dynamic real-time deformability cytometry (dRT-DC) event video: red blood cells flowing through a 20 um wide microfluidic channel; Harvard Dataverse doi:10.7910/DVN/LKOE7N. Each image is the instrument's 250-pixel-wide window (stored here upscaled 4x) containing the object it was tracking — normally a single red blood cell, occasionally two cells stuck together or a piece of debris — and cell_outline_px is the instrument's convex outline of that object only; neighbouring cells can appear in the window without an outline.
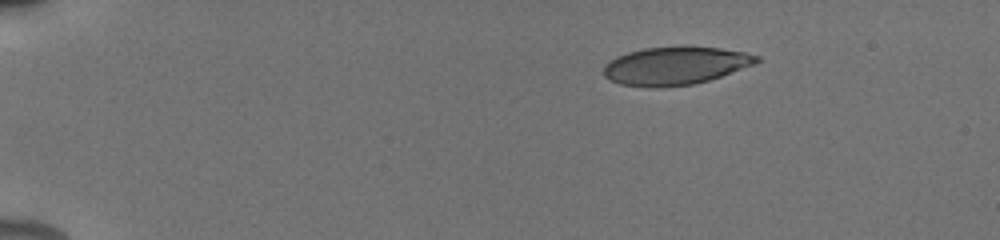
{"species": "human", "species_latin": "Homo sapiens", "temperature_condition": "cold", "stored_images_in_passage": 9, "camera_frame_rate_fps": 3000, "um_per_image_px": 0.085, "donor": {"sex": "male"}, "frame": {"image": 1, "passage_image": 1, "time_ms": 0.0, "image_size_px": [1000, 240], "cell_outline_px": [[760, 60], [756, 64], [708, 80], [692, 84], [660, 88], [656, 88], [620, 84], [604, 76], [604, 64], [616, 56], [628, 52], [644, 48], [684, 44], [720, 48], [744, 52], [760, 56]], "centroid_in_image_um": [57.41, 5.56], "position_along_channel_um": 27.6, "area_um2": 34.45}}
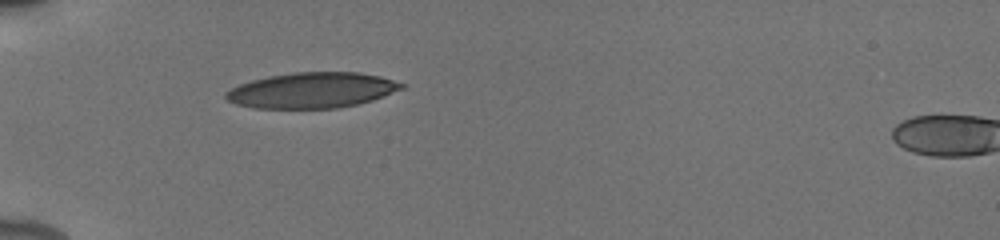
{"frame": {"image": 2, "passage_image": 4, "time_ms": 3.0, "image_size_px": [1000, 240], "cell_outline_px": [[408, 84], [404, 88], [384, 96], [372, 100], [356, 104], [336, 108], [252, 108], [236, 104], [228, 100], [224, 96], [224, 92], [240, 84], [252, 80], [268, 76], [296, 72], [360, 72], [380, 76]], "centroid_in_image_um": [26.54, 7.67], "position_along_channel_um": 58.5, "area_um2": 36.47}}
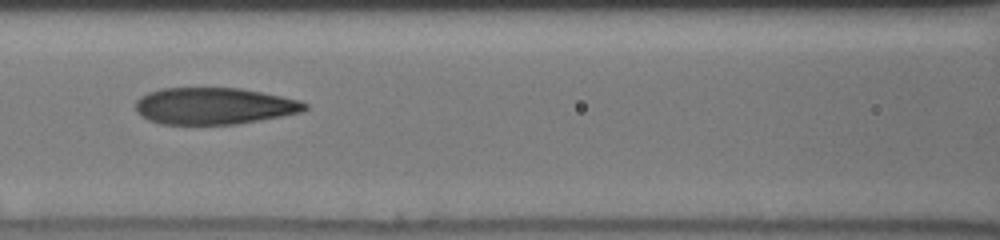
{"frame": {"image": 3, "passage_image": 7, "time_ms": 5.667, "image_size_px": [1000, 240], "cell_outline_px": [[308, 108], [300, 112], [280, 116], [236, 124], [160, 124], [148, 120], [140, 116], [136, 112], [136, 100], [140, 96], [148, 92], [160, 88], [240, 88], [300, 100], [308, 104]], "centroid_in_image_um": [18.14, 9.01], "position_along_channel_um": 148.5, "area_um2": 36.18}}